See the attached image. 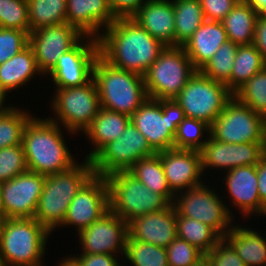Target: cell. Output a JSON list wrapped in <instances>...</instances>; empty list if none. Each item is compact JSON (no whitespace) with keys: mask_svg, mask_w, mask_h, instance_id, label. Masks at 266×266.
<instances>
[{"mask_svg":"<svg viewBox=\"0 0 266 266\" xmlns=\"http://www.w3.org/2000/svg\"><path fill=\"white\" fill-rule=\"evenodd\" d=\"M210 266H245L234 248L222 238L204 255Z\"/></svg>","mask_w":266,"mask_h":266,"instance_id":"obj_44","label":"cell"},{"mask_svg":"<svg viewBox=\"0 0 266 266\" xmlns=\"http://www.w3.org/2000/svg\"><path fill=\"white\" fill-rule=\"evenodd\" d=\"M128 172L151 191L163 195L173 204L175 194L169 188L161 158L157 153L150 157L141 158Z\"/></svg>","mask_w":266,"mask_h":266,"instance_id":"obj_30","label":"cell"},{"mask_svg":"<svg viewBox=\"0 0 266 266\" xmlns=\"http://www.w3.org/2000/svg\"><path fill=\"white\" fill-rule=\"evenodd\" d=\"M66 0H28L31 32L45 26L66 23Z\"/></svg>","mask_w":266,"mask_h":266,"instance_id":"obj_34","label":"cell"},{"mask_svg":"<svg viewBox=\"0 0 266 266\" xmlns=\"http://www.w3.org/2000/svg\"><path fill=\"white\" fill-rule=\"evenodd\" d=\"M263 151L264 155H266V116L263 119Z\"/></svg>","mask_w":266,"mask_h":266,"instance_id":"obj_51","label":"cell"},{"mask_svg":"<svg viewBox=\"0 0 266 266\" xmlns=\"http://www.w3.org/2000/svg\"><path fill=\"white\" fill-rule=\"evenodd\" d=\"M98 55L97 38L84 36L58 58L57 64L47 75L53 79L56 88L83 86L93 78V66Z\"/></svg>","mask_w":266,"mask_h":266,"instance_id":"obj_15","label":"cell"},{"mask_svg":"<svg viewBox=\"0 0 266 266\" xmlns=\"http://www.w3.org/2000/svg\"><path fill=\"white\" fill-rule=\"evenodd\" d=\"M117 256L112 254H80L63 257L69 266H121Z\"/></svg>","mask_w":266,"mask_h":266,"instance_id":"obj_45","label":"cell"},{"mask_svg":"<svg viewBox=\"0 0 266 266\" xmlns=\"http://www.w3.org/2000/svg\"><path fill=\"white\" fill-rule=\"evenodd\" d=\"M66 2V23L76 27L84 36L98 38L103 30L117 19L109 0H66Z\"/></svg>","mask_w":266,"mask_h":266,"instance_id":"obj_23","label":"cell"},{"mask_svg":"<svg viewBox=\"0 0 266 266\" xmlns=\"http://www.w3.org/2000/svg\"><path fill=\"white\" fill-rule=\"evenodd\" d=\"M224 185L228 190L233 205L240 210L242 216H261L265 207L258 192L257 165H246L225 171ZM256 213V214H255Z\"/></svg>","mask_w":266,"mask_h":266,"instance_id":"obj_22","label":"cell"},{"mask_svg":"<svg viewBox=\"0 0 266 266\" xmlns=\"http://www.w3.org/2000/svg\"><path fill=\"white\" fill-rule=\"evenodd\" d=\"M58 266H69L63 259L60 260Z\"/></svg>","mask_w":266,"mask_h":266,"instance_id":"obj_54","label":"cell"},{"mask_svg":"<svg viewBox=\"0 0 266 266\" xmlns=\"http://www.w3.org/2000/svg\"><path fill=\"white\" fill-rule=\"evenodd\" d=\"M233 97L225 84L196 71L174 100L183 109L185 117L211 125Z\"/></svg>","mask_w":266,"mask_h":266,"instance_id":"obj_11","label":"cell"},{"mask_svg":"<svg viewBox=\"0 0 266 266\" xmlns=\"http://www.w3.org/2000/svg\"><path fill=\"white\" fill-rule=\"evenodd\" d=\"M70 169L45 176L43 191L40 195L34 219L50 233L61 227L69 204L94 175L92 161L83 159ZM81 163V164H80Z\"/></svg>","mask_w":266,"mask_h":266,"instance_id":"obj_3","label":"cell"},{"mask_svg":"<svg viewBox=\"0 0 266 266\" xmlns=\"http://www.w3.org/2000/svg\"><path fill=\"white\" fill-rule=\"evenodd\" d=\"M109 188V210L127 223L134 218L161 211L171 203L137 180L128 171H117L106 177Z\"/></svg>","mask_w":266,"mask_h":266,"instance_id":"obj_6","label":"cell"},{"mask_svg":"<svg viewBox=\"0 0 266 266\" xmlns=\"http://www.w3.org/2000/svg\"><path fill=\"white\" fill-rule=\"evenodd\" d=\"M194 266H210L209 262L204 257L202 260H200L196 265Z\"/></svg>","mask_w":266,"mask_h":266,"instance_id":"obj_53","label":"cell"},{"mask_svg":"<svg viewBox=\"0 0 266 266\" xmlns=\"http://www.w3.org/2000/svg\"><path fill=\"white\" fill-rule=\"evenodd\" d=\"M124 257L132 266H169L166 248L131 240L129 237Z\"/></svg>","mask_w":266,"mask_h":266,"instance_id":"obj_39","label":"cell"},{"mask_svg":"<svg viewBox=\"0 0 266 266\" xmlns=\"http://www.w3.org/2000/svg\"><path fill=\"white\" fill-rule=\"evenodd\" d=\"M130 122L131 118L126 114L100 108L89 127L83 132L94 146L85 158L91 160L106 144L117 140Z\"/></svg>","mask_w":266,"mask_h":266,"instance_id":"obj_26","label":"cell"},{"mask_svg":"<svg viewBox=\"0 0 266 266\" xmlns=\"http://www.w3.org/2000/svg\"><path fill=\"white\" fill-rule=\"evenodd\" d=\"M128 234L131 240L167 248L177 238L174 205L134 218L128 223Z\"/></svg>","mask_w":266,"mask_h":266,"instance_id":"obj_21","label":"cell"},{"mask_svg":"<svg viewBox=\"0 0 266 266\" xmlns=\"http://www.w3.org/2000/svg\"><path fill=\"white\" fill-rule=\"evenodd\" d=\"M175 17V46H183L204 23L199 0H172Z\"/></svg>","mask_w":266,"mask_h":266,"instance_id":"obj_31","label":"cell"},{"mask_svg":"<svg viewBox=\"0 0 266 266\" xmlns=\"http://www.w3.org/2000/svg\"><path fill=\"white\" fill-rule=\"evenodd\" d=\"M147 0H109L110 7L117 18L131 17Z\"/></svg>","mask_w":266,"mask_h":266,"instance_id":"obj_47","label":"cell"},{"mask_svg":"<svg viewBox=\"0 0 266 266\" xmlns=\"http://www.w3.org/2000/svg\"><path fill=\"white\" fill-rule=\"evenodd\" d=\"M258 14H266V0H246Z\"/></svg>","mask_w":266,"mask_h":266,"instance_id":"obj_50","label":"cell"},{"mask_svg":"<svg viewBox=\"0 0 266 266\" xmlns=\"http://www.w3.org/2000/svg\"><path fill=\"white\" fill-rule=\"evenodd\" d=\"M210 125L205 121L185 117L177 126L174 135V148L200 151L208 140ZM204 134V135H203ZM206 137V139H202Z\"/></svg>","mask_w":266,"mask_h":266,"instance_id":"obj_38","label":"cell"},{"mask_svg":"<svg viewBox=\"0 0 266 266\" xmlns=\"http://www.w3.org/2000/svg\"><path fill=\"white\" fill-rule=\"evenodd\" d=\"M39 73V74H38ZM35 75H42L38 69L32 48L28 45L18 54L0 64V88L8 92L24 87Z\"/></svg>","mask_w":266,"mask_h":266,"instance_id":"obj_27","label":"cell"},{"mask_svg":"<svg viewBox=\"0 0 266 266\" xmlns=\"http://www.w3.org/2000/svg\"><path fill=\"white\" fill-rule=\"evenodd\" d=\"M103 31L97 38L99 55L119 69L142 76L165 48L131 17L117 18Z\"/></svg>","mask_w":266,"mask_h":266,"instance_id":"obj_1","label":"cell"},{"mask_svg":"<svg viewBox=\"0 0 266 266\" xmlns=\"http://www.w3.org/2000/svg\"><path fill=\"white\" fill-rule=\"evenodd\" d=\"M247 225L232 226L224 239L234 248L245 266H266V238Z\"/></svg>","mask_w":266,"mask_h":266,"instance_id":"obj_28","label":"cell"},{"mask_svg":"<svg viewBox=\"0 0 266 266\" xmlns=\"http://www.w3.org/2000/svg\"><path fill=\"white\" fill-rule=\"evenodd\" d=\"M169 266H194L204 258V254L195 246L177 237L167 248Z\"/></svg>","mask_w":266,"mask_h":266,"instance_id":"obj_42","label":"cell"},{"mask_svg":"<svg viewBox=\"0 0 266 266\" xmlns=\"http://www.w3.org/2000/svg\"><path fill=\"white\" fill-rule=\"evenodd\" d=\"M108 211V181L106 177L93 175L69 204L61 226H76L79 233Z\"/></svg>","mask_w":266,"mask_h":266,"instance_id":"obj_16","label":"cell"},{"mask_svg":"<svg viewBox=\"0 0 266 266\" xmlns=\"http://www.w3.org/2000/svg\"><path fill=\"white\" fill-rule=\"evenodd\" d=\"M157 154L174 194L204 183L200 151L171 148Z\"/></svg>","mask_w":266,"mask_h":266,"instance_id":"obj_20","label":"cell"},{"mask_svg":"<svg viewBox=\"0 0 266 266\" xmlns=\"http://www.w3.org/2000/svg\"><path fill=\"white\" fill-rule=\"evenodd\" d=\"M0 28L31 33L28 0H0Z\"/></svg>","mask_w":266,"mask_h":266,"instance_id":"obj_40","label":"cell"},{"mask_svg":"<svg viewBox=\"0 0 266 266\" xmlns=\"http://www.w3.org/2000/svg\"><path fill=\"white\" fill-rule=\"evenodd\" d=\"M177 237L195 246L204 255L222 239L211 227L199 220L176 216Z\"/></svg>","mask_w":266,"mask_h":266,"instance_id":"obj_33","label":"cell"},{"mask_svg":"<svg viewBox=\"0 0 266 266\" xmlns=\"http://www.w3.org/2000/svg\"><path fill=\"white\" fill-rule=\"evenodd\" d=\"M156 154L145 136L130 122L117 140L106 144L92 159L94 175L107 177L128 171L138 160Z\"/></svg>","mask_w":266,"mask_h":266,"instance_id":"obj_12","label":"cell"},{"mask_svg":"<svg viewBox=\"0 0 266 266\" xmlns=\"http://www.w3.org/2000/svg\"><path fill=\"white\" fill-rule=\"evenodd\" d=\"M44 183L45 175L29 170L0 183L1 218H33Z\"/></svg>","mask_w":266,"mask_h":266,"instance_id":"obj_14","label":"cell"},{"mask_svg":"<svg viewBox=\"0 0 266 266\" xmlns=\"http://www.w3.org/2000/svg\"><path fill=\"white\" fill-rule=\"evenodd\" d=\"M238 45L227 40L199 70L203 75L225 84L230 89V76Z\"/></svg>","mask_w":266,"mask_h":266,"instance_id":"obj_36","label":"cell"},{"mask_svg":"<svg viewBox=\"0 0 266 266\" xmlns=\"http://www.w3.org/2000/svg\"><path fill=\"white\" fill-rule=\"evenodd\" d=\"M202 172L206 169L225 171L246 165H257L264 156L263 143L228 144L208 136L200 150Z\"/></svg>","mask_w":266,"mask_h":266,"instance_id":"obj_19","label":"cell"},{"mask_svg":"<svg viewBox=\"0 0 266 266\" xmlns=\"http://www.w3.org/2000/svg\"><path fill=\"white\" fill-rule=\"evenodd\" d=\"M50 232L34 218H2L0 260L3 266H45Z\"/></svg>","mask_w":266,"mask_h":266,"instance_id":"obj_4","label":"cell"},{"mask_svg":"<svg viewBox=\"0 0 266 266\" xmlns=\"http://www.w3.org/2000/svg\"><path fill=\"white\" fill-rule=\"evenodd\" d=\"M33 116L10 105L0 110V149L22 144L24 128Z\"/></svg>","mask_w":266,"mask_h":266,"instance_id":"obj_35","label":"cell"},{"mask_svg":"<svg viewBox=\"0 0 266 266\" xmlns=\"http://www.w3.org/2000/svg\"><path fill=\"white\" fill-rule=\"evenodd\" d=\"M239 0H199L205 20L221 22Z\"/></svg>","mask_w":266,"mask_h":266,"instance_id":"obj_46","label":"cell"},{"mask_svg":"<svg viewBox=\"0 0 266 266\" xmlns=\"http://www.w3.org/2000/svg\"><path fill=\"white\" fill-rule=\"evenodd\" d=\"M131 18L165 46H175L172 0H147Z\"/></svg>","mask_w":266,"mask_h":266,"instance_id":"obj_24","label":"cell"},{"mask_svg":"<svg viewBox=\"0 0 266 266\" xmlns=\"http://www.w3.org/2000/svg\"><path fill=\"white\" fill-rule=\"evenodd\" d=\"M33 116L24 128L22 145L29 171L42 175L70 169L77 162L65 143L63 129L49 118Z\"/></svg>","mask_w":266,"mask_h":266,"instance_id":"obj_2","label":"cell"},{"mask_svg":"<svg viewBox=\"0 0 266 266\" xmlns=\"http://www.w3.org/2000/svg\"><path fill=\"white\" fill-rule=\"evenodd\" d=\"M130 118L151 148L158 153L174 148V135L177 126L185 118V113L173 99L147 98Z\"/></svg>","mask_w":266,"mask_h":266,"instance_id":"obj_8","label":"cell"},{"mask_svg":"<svg viewBox=\"0 0 266 266\" xmlns=\"http://www.w3.org/2000/svg\"><path fill=\"white\" fill-rule=\"evenodd\" d=\"M84 35L74 26L63 23L45 26L29 34L38 69L46 76L57 64L58 58L73 48Z\"/></svg>","mask_w":266,"mask_h":266,"instance_id":"obj_17","label":"cell"},{"mask_svg":"<svg viewBox=\"0 0 266 266\" xmlns=\"http://www.w3.org/2000/svg\"><path fill=\"white\" fill-rule=\"evenodd\" d=\"M28 170L22 144L0 149V183Z\"/></svg>","mask_w":266,"mask_h":266,"instance_id":"obj_41","label":"cell"},{"mask_svg":"<svg viewBox=\"0 0 266 266\" xmlns=\"http://www.w3.org/2000/svg\"><path fill=\"white\" fill-rule=\"evenodd\" d=\"M227 40L221 22L205 20L182 47L199 71Z\"/></svg>","mask_w":266,"mask_h":266,"instance_id":"obj_25","label":"cell"},{"mask_svg":"<svg viewBox=\"0 0 266 266\" xmlns=\"http://www.w3.org/2000/svg\"><path fill=\"white\" fill-rule=\"evenodd\" d=\"M93 79L100 106L106 110L131 116L148 98L144 76L119 69L100 55L93 66Z\"/></svg>","mask_w":266,"mask_h":266,"instance_id":"obj_5","label":"cell"},{"mask_svg":"<svg viewBox=\"0 0 266 266\" xmlns=\"http://www.w3.org/2000/svg\"><path fill=\"white\" fill-rule=\"evenodd\" d=\"M51 100L49 105L56 118H48L60 126L63 125V129L70 135L79 134L80 131L83 133L101 108L93 78L83 86L55 88V95Z\"/></svg>","mask_w":266,"mask_h":266,"instance_id":"obj_9","label":"cell"},{"mask_svg":"<svg viewBox=\"0 0 266 266\" xmlns=\"http://www.w3.org/2000/svg\"><path fill=\"white\" fill-rule=\"evenodd\" d=\"M5 98H7V96L3 93V91H2L1 88H0V110H2V109H4V108L10 106V105H7V106H6V105L4 104L5 101H6Z\"/></svg>","mask_w":266,"mask_h":266,"instance_id":"obj_52","label":"cell"},{"mask_svg":"<svg viewBox=\"0 0 266 266\" xmlns=\"http://www.w3.org/2000/svg\"><path fill=\"white\" fill-rule=\"evenodd\" d=\"M233 95L255 113L266 116V66L239 87Z\"/></svg>","mask_w":266,"mask_h":266,"instance_id":"obj_37","label":"cell"},{"mask_svg":"<svg viewBox=\"0 0 266 266\" xmlns=\"http://www.w3.org/2000/svg\"><path fill=\"white\" fill-rule=\"evenodd\" d=\"M265 66L266 62L253 44L238 45L230 76V90L234 93Z\"/></svg>","mask_w":266,"mask_h":266,"instance_id":"obj_32","label":"cell"},{"mask_svg":"<svg viewBox=\"0 0 266 266\" xmlns=\"http://www.w3.org/2000/svg\"><path fill=\"white\" fill-rule=\"evenodd\" d=\"M258 192L261 203L266 207V155L257 164Z\"/></svg>","mask_w":266,"mask_h":266,"instance_id":"obj_49","label":"cell"},{"mask_svg":"<svg viewBox=\"0 0 266 266\" xmlns=\"http://www.w3.org/2000/svg\"><path fill=\"white\" fill-rule=\"evenodd\" d=\"M263 119L233 97L210 125V136L222 143H263Z\"/></svg>","mask_w":266,"mask_h":266,"instance_id":"obj_13","label":"cell"},{"mask_svg":"<svg viewBox=\"0 0 266 266\" xmlns=\"http://www.w3.org/2000/svg\"><path fill=\"white\" fill-rule=\"evenodd\" d=\"M209 185L200 184L191 189L176 193L173 205L176 216L199 220L211 227L221 238L231 230L234 212L230 206ZM180 195V196H179ZM229 207V208H228Z\"/></svg>","mask_w":266,"mask_h":266,"instance_id":"obj_10","label":"cell"},{"mask_svg":"<svg viewBox=\"0 0 266 266\" xmlns=\"http://www.w3.org/2000/svg\"><path fill=\"white\" fill-rule=\"evenodd\" d=\"M29 45V34L23 30L0 28V64Z\"/></svg>","mask_w":266,"mask_h":266,"instance_id":"obj_43","label":"cell"},{"mask_svg":"<svg viewBox=\"0 0 266 266\" xmlns=\"http://www.w3.org/2000/svg\"><path fill=\"white\" fill-rule=\"evenodd\" d=\"M253 45L261 53L263 60L266 62V14H259L257 18Z\"/></svg>","mask_w":266,"mask_h":266,"instance_id":"obj_48","label":"cell"},{"mask_svg":"<svg viewBox=\"0 0 266 266\" xmlns=\"http://www.w3.org/2000/svg\"><path fill=\"white\" fill-rule=\"evenodd\" d=\"M128 235V223L109 210L78 233L81 254L125 256Z\"/></svg>","mask_w":266,"mask_h":266,"instance_id":"obj_18","label":"cell"},{"mask_svg":"<svg viewBox=\"0 0 266 266\" xmlns=\"http://www.w3.org/2000/svg\"><path fill=\"white\" fill-rule=\"evenodd\" d=\"M258 16L259 14L246 0H239L221 21L228 40L237 45L253 44Z\"/></svg>","mask_w":266,"mask_h":266,"instance_id":"obj_29","label":"cell"},{"mask_svg":"<svg viewBox=\"0 0 266 266\" xmlns=\"http://www.w3.org/2000/svg\"><path fill=\"white\" fill-rule=\"evenodd\" d=\"M196 71L182 46H165L144 75L148 98L174 100Z\"/></svg>","mask_w":266,"mask_h":266,"instance_id":"obj_7","label":"cell"}]
</instances>
